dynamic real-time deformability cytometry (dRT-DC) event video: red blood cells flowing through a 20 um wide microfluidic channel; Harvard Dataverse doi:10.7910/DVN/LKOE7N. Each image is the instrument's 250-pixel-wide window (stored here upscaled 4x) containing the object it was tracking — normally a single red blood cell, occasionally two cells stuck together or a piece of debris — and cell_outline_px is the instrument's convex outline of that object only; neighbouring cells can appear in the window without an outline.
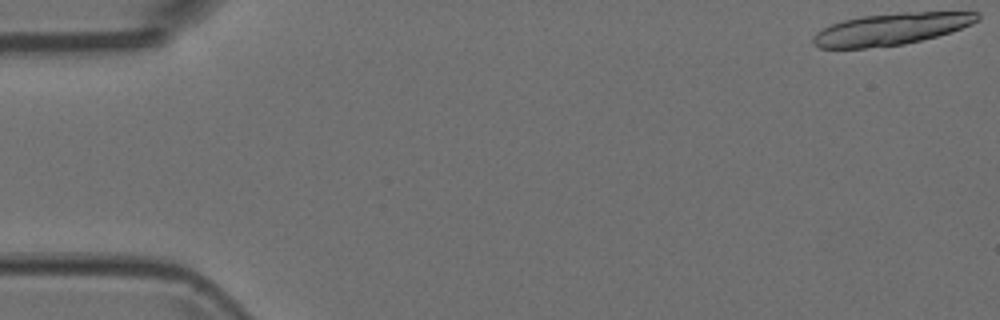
{"species": "Egyptian fruit bat (a non-hibernating species)", "species_latin": "Rousettus aegyptiacus", "temperature_condition": "room temperature", "stored_images_in_passage": 7, "segment_of_instrument_passage": [1, 2], "camera_frame_rate_fps": 3000, "um_per_image_px": 0.085, "animal": {"sex": "female"}, "frame": {"image": 1, "passage_image": 1, "time_ms": 0.0, "image_size_px": [1000, 320], "cell_outline_px": [[980, 20], [972, 24], [952, 32], [904, 44], [864, 48], [820, 48], [812, 44], [812, 36], [816, 32], [832, 24], [844, 20], [864, 16], [900, 12], [980, 12]], "centroid_in_image_um": [75.76, 2.47], "position_along_channel_um": 9.2, "area_um2": 30.4}}